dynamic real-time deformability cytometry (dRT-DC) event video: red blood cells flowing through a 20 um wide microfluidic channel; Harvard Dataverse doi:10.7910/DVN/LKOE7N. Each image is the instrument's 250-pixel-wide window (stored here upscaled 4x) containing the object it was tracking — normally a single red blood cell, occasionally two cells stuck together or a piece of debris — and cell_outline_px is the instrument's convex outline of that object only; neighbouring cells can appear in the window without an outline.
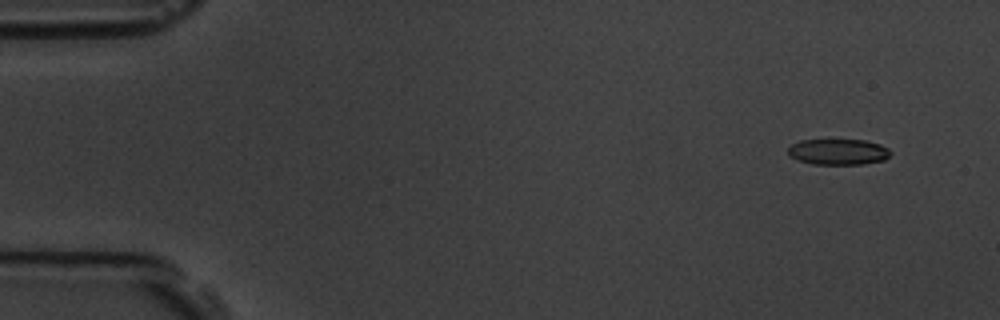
{"species": "common noctule bat (a hibernating species)", "species_latin": "Nyctalus noctula", "temperature_condition": "room temperature", "stored_images_in_passage": 8, "camera_frame_rate_fps": 3000, "um_per_image_px": 0.085, "animal": {"sex": "male", "body_mass_g": 19.5, "forearm_length_mm": 54.6}, "frame": {"image": 1, "passage_image": 1, "time_ms": 0.0, "image_size_px": [1000, 320], "cell_outline_px": [[892, 152], [884, 160], [864, 164], [812, 164], [796, 160], [788, 156], [788, 148], [792, 144], [800, 140], [864, 140], [880, 144], [888, 148]], "centroid_in_image_um": [71.23, 12.91], "position_along_channel_um": 13.8, "area_um2": 15.55}}
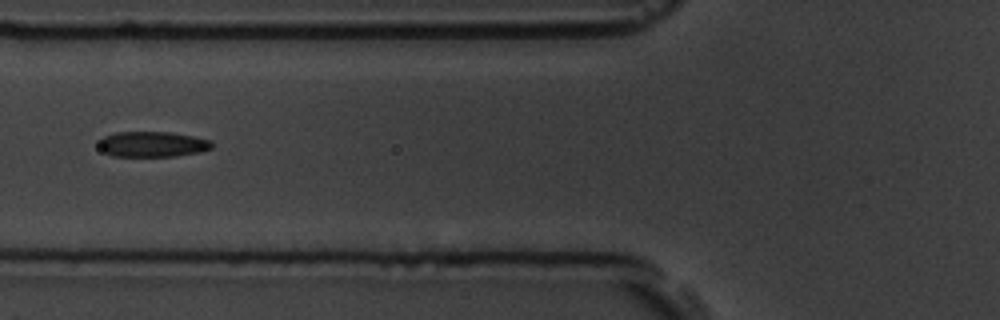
{"frame": {"image": 2, "passage_image": 5, "time_ms": 5.667, "image_size_px": [1000, 320], "cell_outline_px": [[212, 148], [200, 152], [176, 156], [112, 156], [104, 152], [100, 148], [100, 140], [104, 136], [116, 132], [172, 132], [212, 140]], "centroid_in_image_um": [12.98, 12.26], "position_along_channel_um": 112.8, "area_um2": 16.76}}
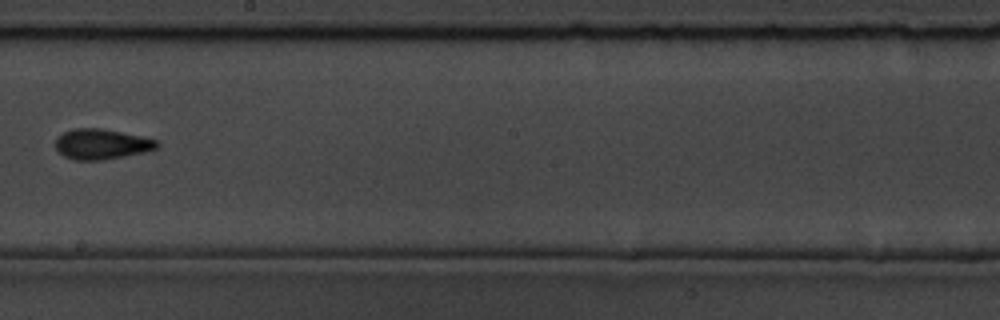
{"frame": {"image": 3, "passage_image": 8, "time_ms": 9.0, "image_size_px": [1000, 320], "cell_outline_px": [[160, 148], [144, 152], [124, 156], [100, 160], [72, 160], [64, 156], [56, 148], [56, 140], [64, 132], [72, 128], [100, 128], [144, 136], [160, 140]], "centroid_in_image_um": [8.7, 12.24], "position_along_channel_um": 239.5, "area_um2": 18.09}}